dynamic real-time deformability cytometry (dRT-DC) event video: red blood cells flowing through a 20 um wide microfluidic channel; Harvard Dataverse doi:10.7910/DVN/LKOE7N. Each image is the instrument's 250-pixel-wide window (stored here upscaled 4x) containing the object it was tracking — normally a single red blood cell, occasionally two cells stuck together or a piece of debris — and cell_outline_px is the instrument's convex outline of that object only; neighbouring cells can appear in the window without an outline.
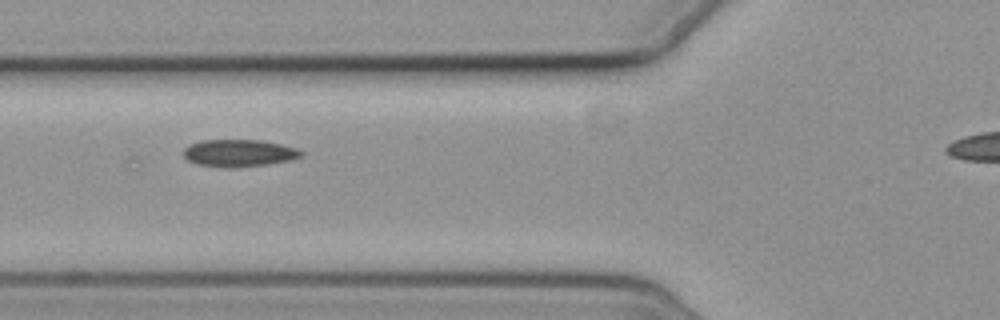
{"species": "common noctule bat (a hibernating species)", "species_latin": "Nyctalus noctula", "temperature_condition": "cold", "stored_images_in_passage": 6, "segment_of_instrument_passage": [1, 2], "camera_frame_rate_fps": 3000, "um_per_image_px": 0.085, "animal": {"sex": "female", "body_mass_g": 19.3, "forearm_length_mm": 54.1}, "frame": {"image": 1, "passage_image": 4, "time_ms": 3.333, "image_size_px": [1000, 320], "cell_outline_px": [[304, 152], [300, 156], [292, 160], [268, 164], [236, 168], [224, 168], [196, 164], [188, 160], [184, 156], [184, 148], [188, 144], [200, 140], [260, 140], [280, 144], [296, 148]], "centroid_in_image_um": [20.28, 13.02], "position_along_channel_um": 105.5, "area_um2": 18.84}}
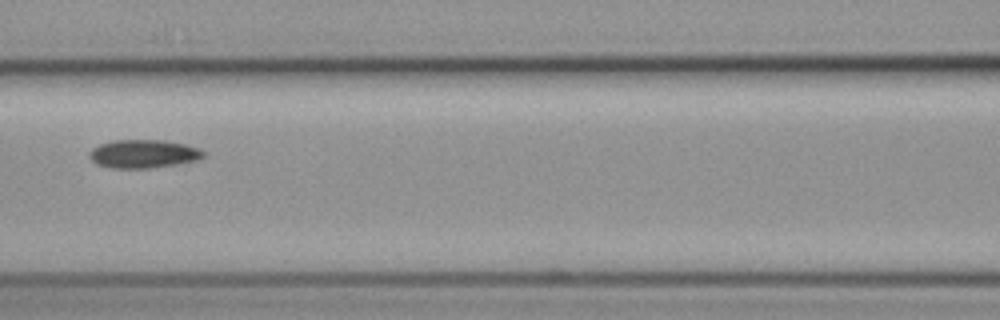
{"frame": {"image": 2, "passage_image": 5, "time_ms": 4.667, "image_size_px": [1000, 320], "cell_outline_px": [[208, 152], [204, 156], [196, 160], [176, 164], [148, 168], [112, 168], [96, 164], [88, 156], [88, 152], [92, 148], [100, 144], [112, 140], [164, 140], [184, 144], [200, 148]], "centroid_in_image_um": [12.19, 13.07], "position_along_channel_um": 154.4, "area_um2": 18.96}}